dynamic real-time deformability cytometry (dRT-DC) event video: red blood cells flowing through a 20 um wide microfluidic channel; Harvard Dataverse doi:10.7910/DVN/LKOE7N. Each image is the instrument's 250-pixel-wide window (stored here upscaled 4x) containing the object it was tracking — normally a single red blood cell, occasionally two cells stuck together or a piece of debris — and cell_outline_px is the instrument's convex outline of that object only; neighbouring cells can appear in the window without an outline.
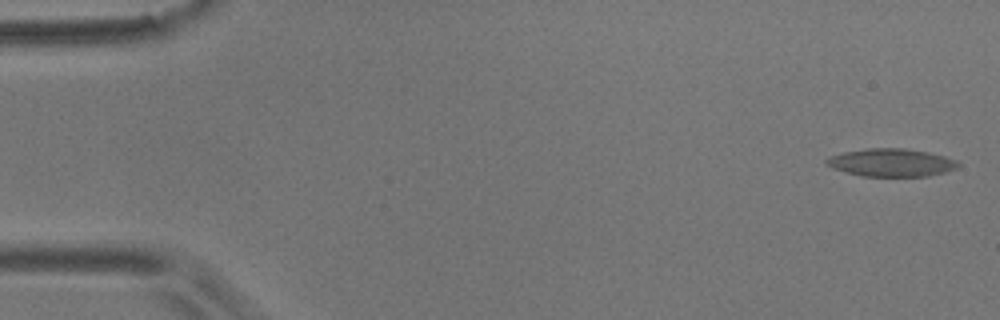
{"species": "common noctule bat (a hibernating species)", "species_latin": "Nyctalus noctula", "temperature_condition": "room temperature", "stored_images_in_passage": 4, "camera_frame_rate_fps": 3000, "um_per_image_px": 0.085, "animal": {"sex": "male", "body_mass_g": 17.9}, "frame": {"image": 1, "passage_image": 1, "time_ms": 0.0, "image_size_px": [1000, 320], "cell_outline_px": [[960, 164], [956, 168], [944, 172], [928, 176], [864, 176], [832, 168], [824, 164], [824, 160], [828, 156], [844, 152], [868, 148], [904, 148], [928, 152], [944, 156], [956, 160]], "centroid_in_image_um": [75.73, 13.81], "position_along_channel_um": 9.3, "area_um2": 21.33}}
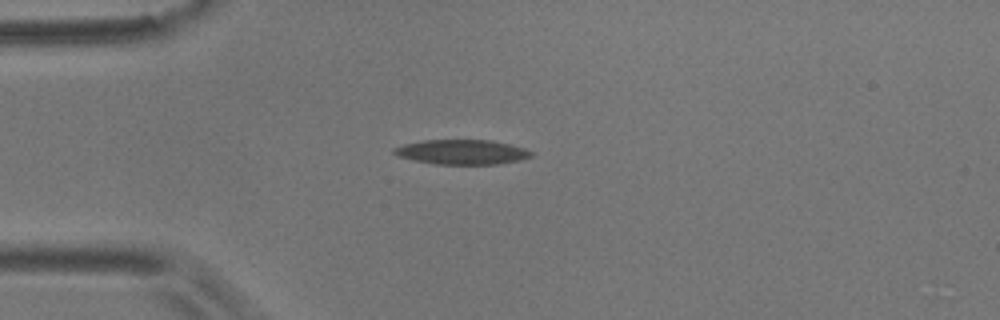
{"frame": {"image": 2, "passage_image": 4, "time_ms": 1.0, "image_size_px": [1000, 320], "cell_outline_px": [[532, 156], [520, 160], [496, 164], [436, 164], [396, 156], [392, 152], [392, 148], [404, 144], [424, 140], [492, 140], [524, 148], [532, 152]], "centroid_in_image_um": [39.24, 12.92], "position_along_channel_um": 45.8, "area_um2": 19.65}}